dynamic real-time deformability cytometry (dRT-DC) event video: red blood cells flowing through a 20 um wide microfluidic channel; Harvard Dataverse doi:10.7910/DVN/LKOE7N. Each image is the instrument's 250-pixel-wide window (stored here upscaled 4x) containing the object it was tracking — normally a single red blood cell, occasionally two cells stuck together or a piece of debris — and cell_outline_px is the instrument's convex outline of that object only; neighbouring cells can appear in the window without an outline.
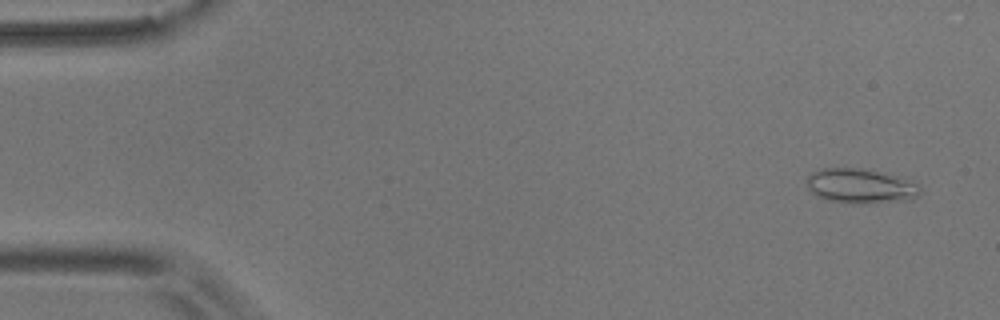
{"species": "common noctule bat (a hibernating species)", "species_latin": "Nyctalus noctula", "temperature_condition": "room temperature", "stored_images_in_passage": 55, "camera_frame_rate_fps": 3000, "um_per_image_px": 0.085, "animal": {"sex": "male", "body_mass_g": 17.9}, "frame": {"image": 1, "passage_image": 3, "time_ms": 0.667, "image_size_px": [1000, 320], "cell_outline_px": [[924, 192], [908, 200], [856, 204], [852, 204], [828, 200], [816, 196], [808, 188], [808, 176], [812, 172], [820, 168], [864, 168], [916, 184]], "centroid_in_image_um": [73.08, 15.83], "position_along_channel_um": 11.9, "area_um2": 22.48}}
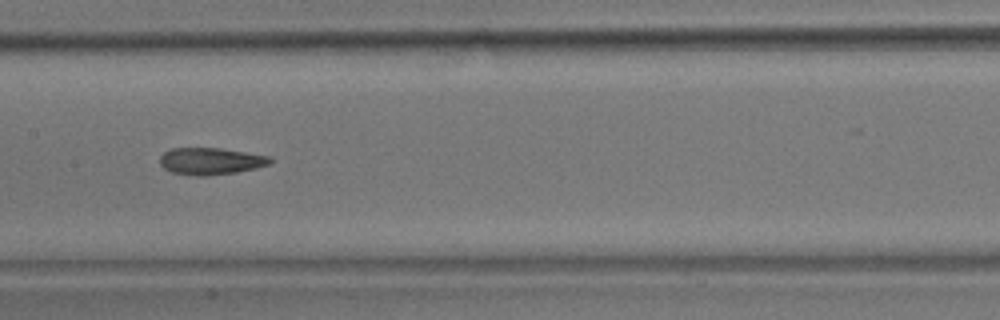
{"frame": {"image": 2, "passage_image": 27, "time_ms": 8.667, "image_size_px": [1000, 320], "cell_outline_px": [[272, 160], [268, 164], [256, 168], [236, 172], [204, 176], [196, 176], [172, 172], [164, 168], [160, 164], [160, 156], [164, 152], [172, 148], [220, 148], [272, 156]], "centroid_in_image_um": [17.91, 13.69], "position_along_channel_um": 189.5, "area_um2": 17.28}}
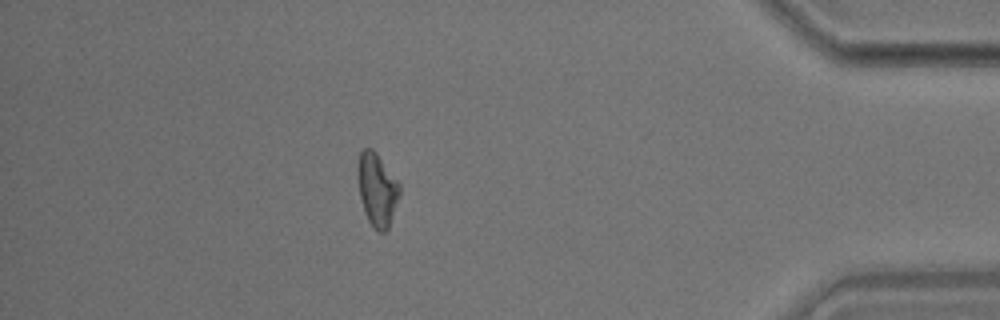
{"frame": {"image": 3, "passage_image": 48, "time_ms": 15.667, "image_size_px": [1000, 320], "cell_outline_px": [[400, 192], [388, 228], [384, 232], [380, 232], [368, 220], [364, 212], [360, 196], [356, 176], [356, 168], [360, 152], [364, 148], [372, 148], [376, 152], [400, 184]], "centroid_in_image_um": [32.02, 16.06], "position_along_channel_um": 403.2, "area_um2": 17.69}, "authors_computed_cell_mechanics": {"area_um2": 17.918, "velocity_mm_per_s": 3.6705, "shape_relaxation_time_tau1_ms": null, "shape_relaxation_time_tau2_ms": 4.7654, "deformation_change_tau1": null, "deformation_change_tau2": 0.1298}}